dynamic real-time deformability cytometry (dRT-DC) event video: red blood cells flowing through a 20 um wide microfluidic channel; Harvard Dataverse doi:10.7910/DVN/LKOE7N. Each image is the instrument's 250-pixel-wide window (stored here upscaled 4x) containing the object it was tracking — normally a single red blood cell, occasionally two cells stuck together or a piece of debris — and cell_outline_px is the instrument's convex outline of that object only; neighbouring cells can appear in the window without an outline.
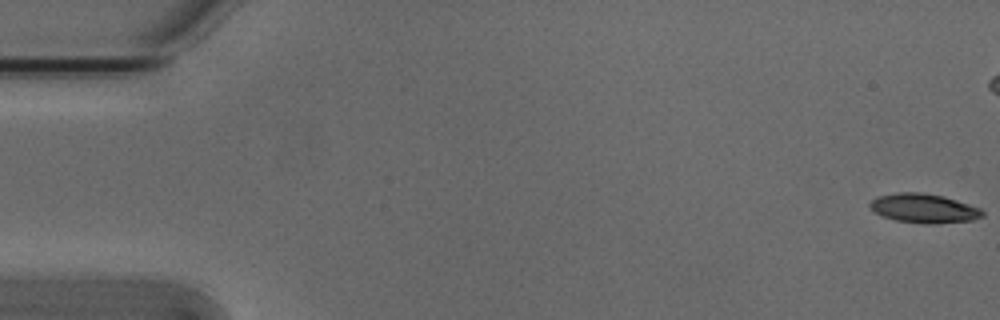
{"species": "Egyptian fruit bat (a non-hibernating species)", "species_latin": "Rousettus aegyptiacus", "temperature_condition": "cold", "stored_images_in_passage": 50, "camera_frame_rate_fps": 3000, "um_per_image_px": 0.085, "animal": {"sex": "male"}, "frame": {"image": 1, "passage_image": 1, "time_ms": 0.0, "image_size_px": [1000, 320], "cell_outline_px": [[984, 216], [972, 220], [936, 224], [924, 224], [896, 220], [880, 216], [868, 204], [872, 200], [880, 196], [900, 192], [920, 192], [944, 196], [980, 208], [984, 212]], "centroid_in_image_um": [78.55, 17.72], "position_along_channel_um": 6.5, "area_um2": 19.07}}
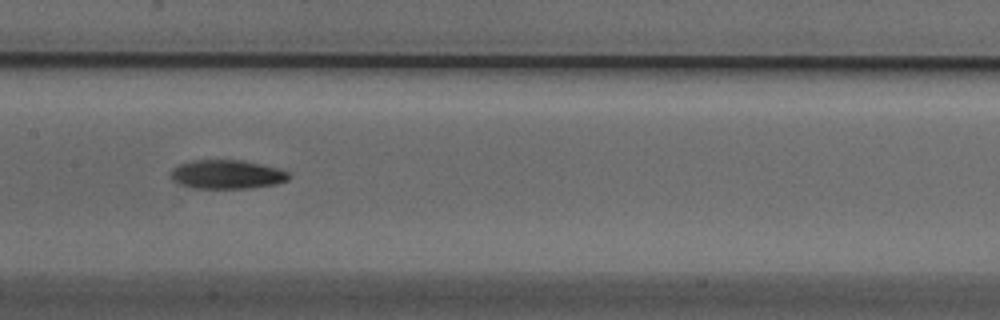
{"frame": {"image": 2, "passage_image": 27, "time_ms": 8.667, "image_size_px": [1000, 320], "cell_outline_px": [[292, 176], [288, 180], [276, 184], [248, 188], [192, 188], [180, 184], [172, 180], [172, 168], [180, 164], [192, 160], [244, 160], [276, 168], [288, 172]], "centroid_in_image_um": [19.29, 14.82], "position_along_channel_um": 188.1, "area_um2": 19.83}}
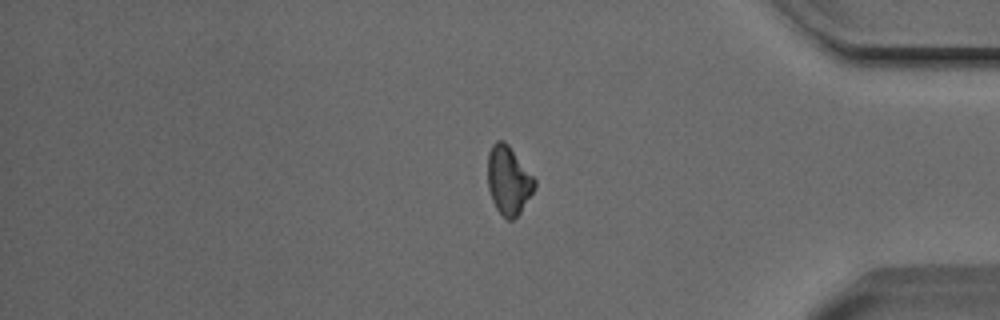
{"frame": {"image": 3, "passage_image": 45, "time_ms": 14.667, "image_size_px": [1000, 320], "cell_outline_px": [[536, 184], [532, 192], [520, 212], [512, 220], [508, 220], [496, 208], [492, 200], [488, 188], [488, 152], [492, 144], [496, 140], [504, 140], [508, 144], [536, 180]], "centroid_in_image_um": [43.2, 15.3], "position_along_channel_um": 392.0, "area_um2": 18.5}}